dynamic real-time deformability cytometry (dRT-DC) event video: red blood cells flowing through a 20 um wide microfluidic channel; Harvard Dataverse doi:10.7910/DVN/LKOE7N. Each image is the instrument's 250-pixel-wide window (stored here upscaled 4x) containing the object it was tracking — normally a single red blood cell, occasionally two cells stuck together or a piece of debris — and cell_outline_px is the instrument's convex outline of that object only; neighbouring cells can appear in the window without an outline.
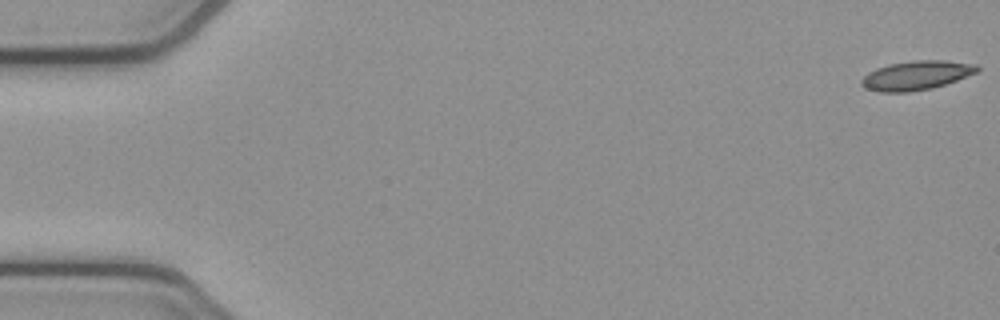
{"species": "common noctule bat (a hibernating species)", "species_latin": "Nyctalus noctula", "temperature_condition": "cold", "stored_images_in_passage": 53, "camera_frame_rate_fps": 3000, "um_per_image_px": 0.085, "animal": {"sex": "female", "body_mass_g": 21.9}, "frame": {"image": 1, "passage_image": 1, "time_ms": 0.0, "image_size_px": [1000, 320], "cell_outline_px": [[980, 68], [976, 72], [956, 80], [932, 88], [908, 92], [880, 92], [864, 88], [860, 84], [860, 80], [868, 72], [876, 68], [888, 64], [916, 60], [944, 60], [976, 64]], "centroid_in_image_um": [77.84, 6.4], "position_along_channel_um": 7.2, "area_um2": 19.59}}
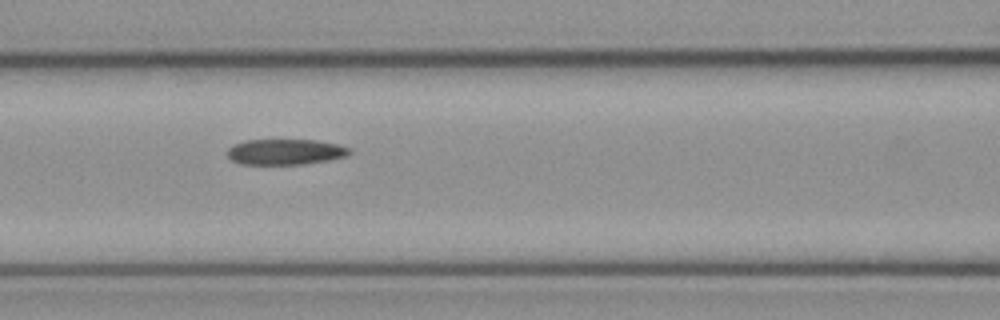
{"frame": {"image": 2, "passage_image": 23, "time_ms": 7.333, "image_size_px": [1000, 320], "cell_outline_px": [[352, 152], [348, 156], [328, 160], [304, 164], [240, 164], [232, 160], [228, 156], [228, 148], [232, 144], [244, 140], [316, 140], [336, 144], [352, 148]], "centroid_in_image_um": [24.27, 12.9], "position_along_channel_um": 142.3, "area_um2": 18.38}}
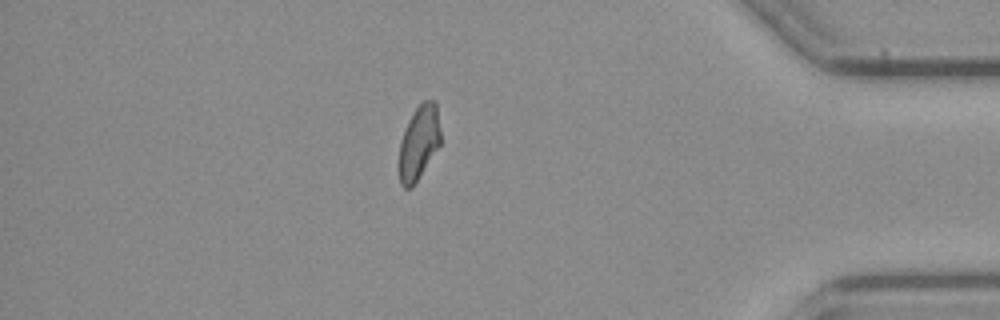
{"frame": {"image": 3, "passage_image": 46, "time_ms": 15.0, "image_size_px": [1000, 320], "cell_outline_px": [[440, 144], [412, 188], [404, 188], [400, 184], [400, 140], [408, 120], [416, 108], [424, 100], [432, 100], [436, 104], [440, 128]], "centroid_in_image_um": [35.6, 12.11], "position_along_channel_um": 399.6, "area_um2": 17.63}, "authors_computed_cell_mechanics": {"area_um2": 18.9584, "velocity_mm_per_s": 3.8649, "shape_relaxation_time_tau1_ms": null, "shape_relaxation_time_tau2_ms": 6.88, "deformation_change_tau1": null, "deformation_change_tau2": 0.1362}}